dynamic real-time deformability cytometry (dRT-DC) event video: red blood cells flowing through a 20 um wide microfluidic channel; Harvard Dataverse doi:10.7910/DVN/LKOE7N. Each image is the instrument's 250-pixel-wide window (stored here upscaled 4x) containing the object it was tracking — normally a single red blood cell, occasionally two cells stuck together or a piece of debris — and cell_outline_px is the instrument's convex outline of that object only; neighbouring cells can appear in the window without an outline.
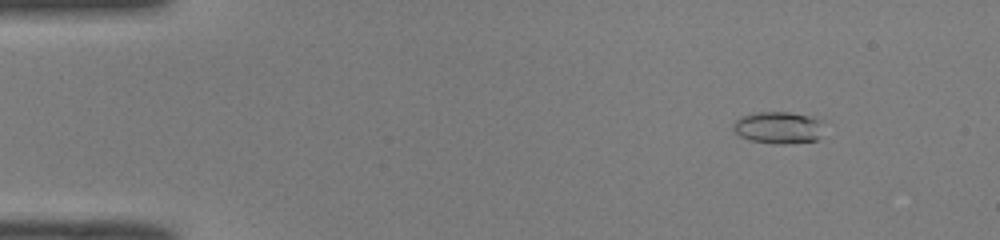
{"species": "common noctule bat (a hibernating species)", "species_latin": "Nyctalus noctula", "temperature_condition": "room temperature", "stored_images_in_passage": 50, "camera_frame_rate_fps": 3000, "um_per_image_px": 0.085, "animal": {"sex": "male", "body_mass_g": 19.0, "forearm_length_mm": 50.8}, "frame": {"image": 1, "passage_image": 6, "time_ms": 1.667, "image_size_px": [1000, 240], "cell_outline_px": [[820, 120], [816, 140], [784, 144], [776, 144], [752, 140], [740, 136], [736, 132], [732, 124], [740, 116], [756, 112], [788, 112], [808, 116]], "centroid_in_image_um": [66.06, 10.83], "position_along_channel_um": 18.9, "area_um2": 16.36}}
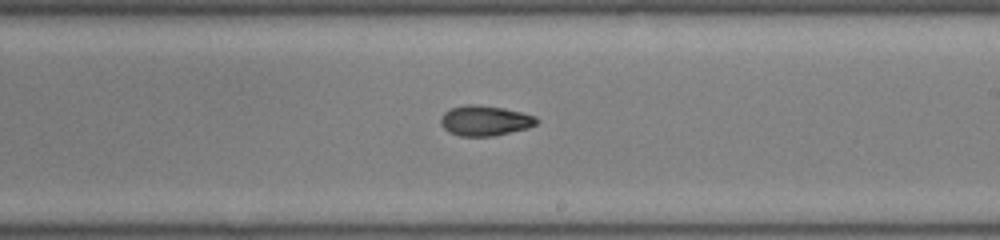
{"frame": {"image": 2, "passage_image": 30, "time_ms": 9.667, "image_size_px": [1000, 240], "cell_outline_px": [[540, 120], [536, 124], [528, 128], [492, 136], [460, 136], [448, 132], [440, 124], [440, 116], [444, 112], [452, 108], [468, 104], [476, 104], [504, 108], [536, 116]], "centroid_in_image_um": [41.21, 10.25], "position_along_channel_um": 247.8, "area_um2": 16.94}}
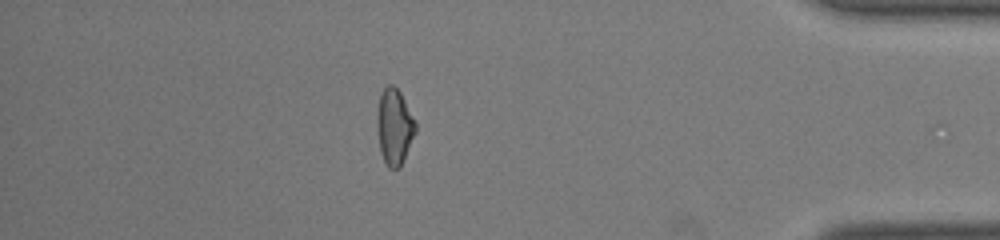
{"frame": {"image": 3, "passage_image": 44, "time_ms": 14.333, "image_size_px": [1000, 240], "cell_outline_px": [[416, 132], [400, 168], [388, 168], [380, 152], [376, 124], [376, 116], [380, 96], [384, 88], [388, 84], [392, 84], [400, 92], [416, 124]], "centroid_in_image_um": [33.5, 10.79], "position_along_channel_um": 401.7, "area_um2": 16.94}, "authors_computed_cell_mechanics": {"area_um2": 16.7909, "velocity_mm_per_s": 4.1121, "shape_relaxation_time_tau1_ms": null, "shape_relaxation_time_tau2_ms": 3.8227, "deformation_change_tau1": null, "deformation_change_tau2": 0.0857}}